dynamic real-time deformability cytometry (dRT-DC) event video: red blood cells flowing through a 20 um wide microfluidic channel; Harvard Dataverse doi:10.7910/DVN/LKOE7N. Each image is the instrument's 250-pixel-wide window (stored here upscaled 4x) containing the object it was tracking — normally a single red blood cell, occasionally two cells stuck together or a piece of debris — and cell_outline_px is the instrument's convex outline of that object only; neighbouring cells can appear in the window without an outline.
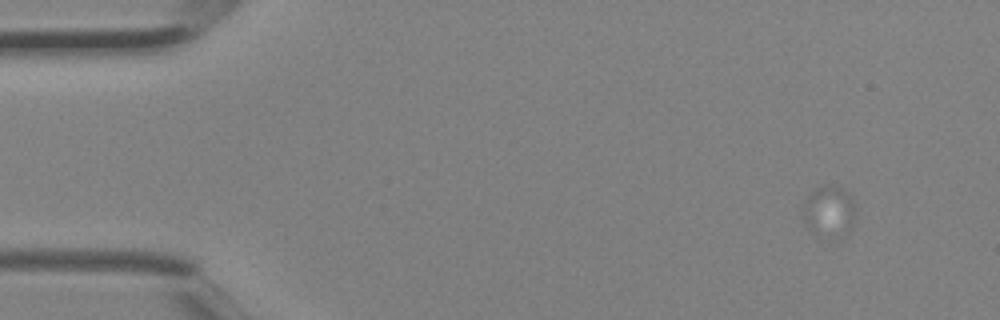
{"species": "Egyptian fruit bat (a non-hibernating species)", "species_latin": "Rousettus aegyptiacus", "temperature_condition": "room temperature", "stored_images_in_passage": 4, "camera_frame_rate_fps": 3000, "um_per_image_px": 0.085, "animal": {"sex": "female"}, "frame": {"image": 1, "passage_image": 1, "time_ms": 0.0, "image_size_px": [1000, 320], "cell_outline_px": [[856, 208], [852, 224], [848, 228], [816, 232], [804, 224], [800, 204], [816, 188], [824, 184], [836, 184], [852, 200]], "centroid_in_image_um": [70.38, 17.77], "position_along_channel_um": 14.6, "area_um2": 14.45}}